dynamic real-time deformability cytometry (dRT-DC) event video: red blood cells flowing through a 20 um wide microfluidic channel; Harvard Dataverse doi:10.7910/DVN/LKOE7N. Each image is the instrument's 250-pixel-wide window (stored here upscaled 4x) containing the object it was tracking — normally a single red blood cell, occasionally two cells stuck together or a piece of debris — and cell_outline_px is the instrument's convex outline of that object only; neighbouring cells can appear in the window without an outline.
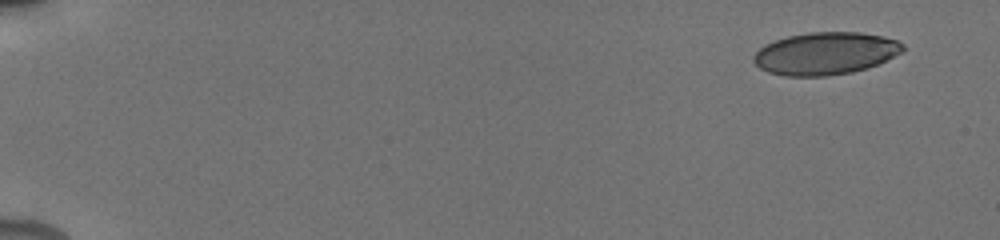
{"species": "human", "species_latin": "Homo sapiens", "temperature_condition": "cold", "stored_images_in_passage": 6, "camera_frame_rate_fps": 3000, "um_per_image_px": 0.085, "donor": {"sex": "male"}, "frame": {"image": 1, "passage_image": 1, "time_ms": 0.0, "image_size_px": [1000, 240], "cell_outline_px": [[904, 48], [900, 52], [868, 68], [852, 72], [828, 76], [784, 76], [768, 72], [760, 68], [752, 60], [752, 56], [764, 44], [788, 36], [808, 32], [860, 32], [884, 36], [896, 40], [904, 44]], "centroid_in_image_um": [70.12, 4.54], "position_along_channel_um": 14.9, "area_um2": 36.88}}
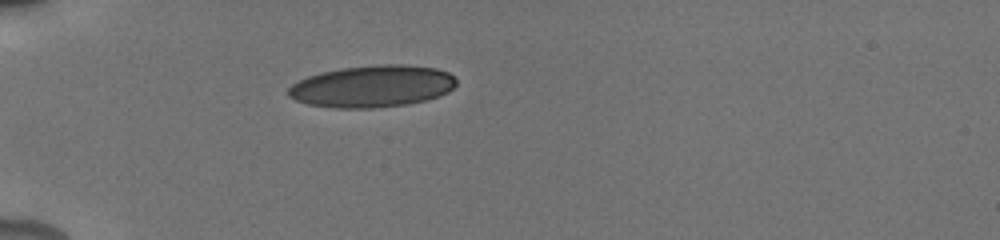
{"frame": {"image": 2, "passage_image": 6, "time_ms": 4.667, "image_size_px": [1000, 240], "cell_outline_px": [[456, 84], [448, 92], [440, 96], [408, 104], [372, 108], [332, 108], [308, 104], [296, 100], [288, 96], [288, 88], [292, 84], [308, 76], [320, 72], [340, 68], [376, 64], [400, 64], [436, 68], [448, 72], [456, 80]], "centroid_in_image_um": [31.63, 7.33], "position_along_channel_um": 53.4, "area_um2": 41.15}}